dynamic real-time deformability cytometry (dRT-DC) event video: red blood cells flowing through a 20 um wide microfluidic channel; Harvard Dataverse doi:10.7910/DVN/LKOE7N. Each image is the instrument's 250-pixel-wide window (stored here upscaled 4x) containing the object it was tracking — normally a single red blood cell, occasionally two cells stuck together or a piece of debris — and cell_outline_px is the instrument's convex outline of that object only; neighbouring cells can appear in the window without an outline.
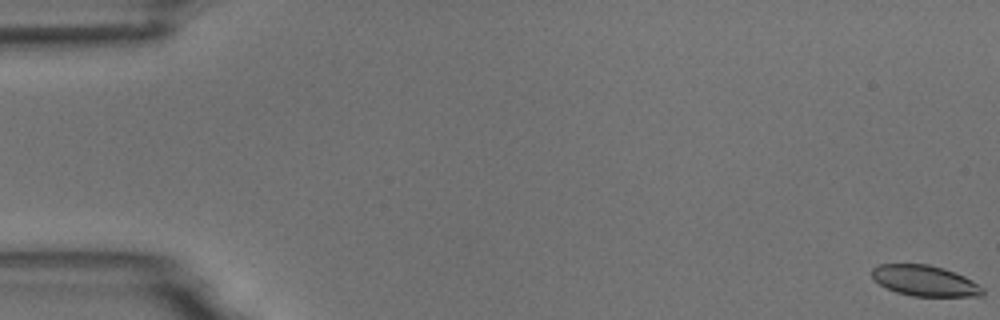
{"species": "common noctule bat (a hibernating species)", "species_latin": "Nyctalus noctula", "temperature_condition": "room temperature", "stored_images_in_passage": 6, "camera_frame_rate_fps": 3000, "um_per_image_px": 0.085, "animal": {"sex": "male", "body_mass_g": 18.8}, "frame": {"image": 1, "passage_image": 1, "time_ms": 0.0, "image_size_px": [1000, 320], "cell_outline_px": [[984, 296], [912, 296], [896, 292], [872, 280], [872, 268], [880, 264], [928, 264], [944, 268], [964, 276], [972, 280], [984, 288]], "centroid_in_image_um": [78.62, 23.86], "position_along_channel_um": 6.4, "area_um2": 19.88}}
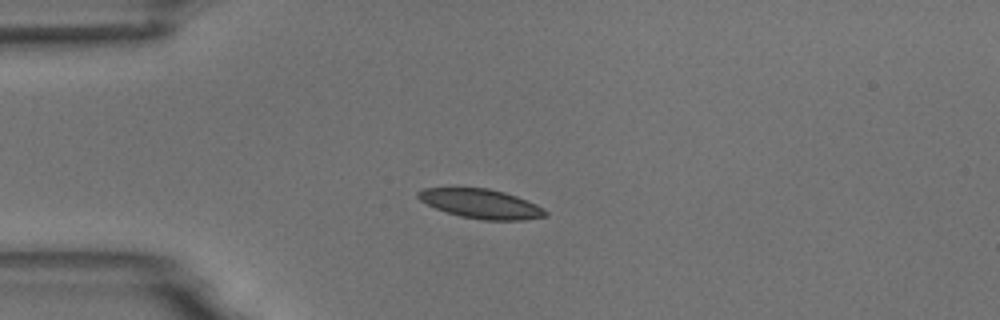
{"frame": {"image": 2, "passage_image": 5, "time_ms": 4.667, "image_size_px": [1000, 320], "cell_outline_px": [[548, 216], [524, 220], [484, 220], [460, 216], [436, 208], [420, 200], [416, 196], [416, 192], [424, 188], [488, 188], [504, 192], [516, 196], [536, 204], [544, 208], [548, 212]], "centroid_in_image_um": [40.91, 17.32], "position_along_channel_um": 44.1, "area_um2": 21.68}}